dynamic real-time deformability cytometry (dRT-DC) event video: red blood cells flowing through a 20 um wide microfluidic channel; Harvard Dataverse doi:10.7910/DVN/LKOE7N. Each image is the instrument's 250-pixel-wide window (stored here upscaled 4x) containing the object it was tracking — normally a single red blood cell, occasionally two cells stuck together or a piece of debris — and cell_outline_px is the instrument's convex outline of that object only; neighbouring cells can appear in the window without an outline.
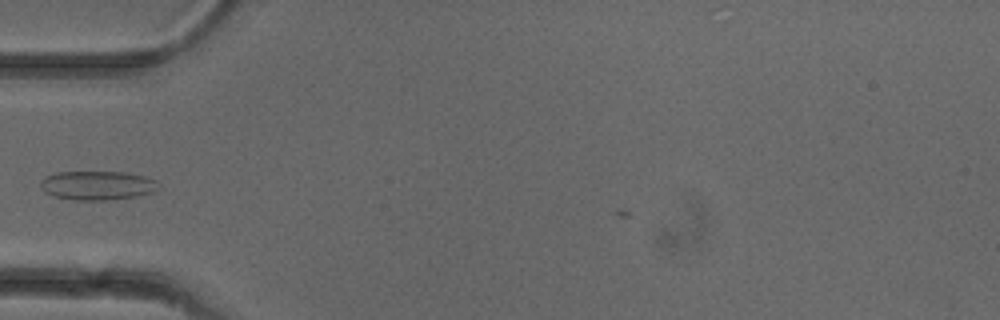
{"species": "common noctule bat (a hibernating species)", "species_latin": "Nyctalus noctula", "temperature_condition": "cold", "stored_images_in_passage": 33, "camera_frame_rate_fps": 3000, "um_per_image_px": 0.085, "animal": {"sex": "female"}, "frame": {"image": 1, "passage_image": 1, "time_ms": 0.0, "image_size_px": [1000, 320], "cell_outline_px": [[156, 188], [152, 192], [136, 196], [108, 200], [72, 200], [56, 196], [44, 192], [40, 184], [40, 180], [44, 176], [56, 172], [124, 172], [144, 176], [156, 180]], "centroid_in_image_um": [8.21, 15.75], "position_along_channel_um": 76.8, "area_um2": 19.83}}
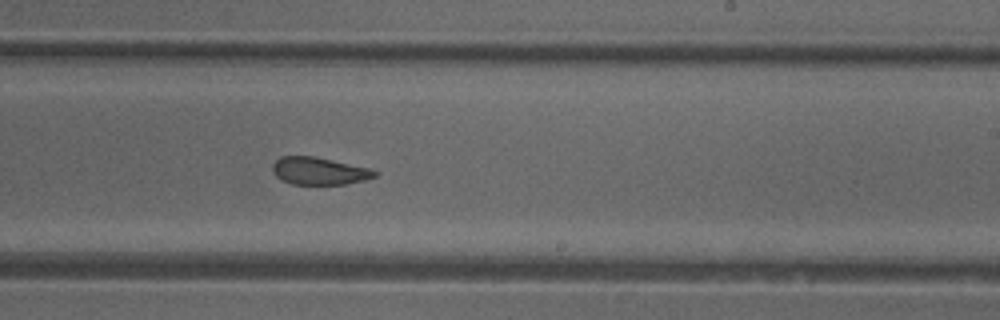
{"frame": {"image": 2, "passage_image": 15, "time_ms": 4.667, "image_size_px": [1000, 320], "cell_outline_px": [[380, 172], [376, 176], [364, 180], [344, 184], [292, 184], [276, 176], [272, 172], [272, 164], [280, 156], [312, 156], [372, 168]], "centroid_in_image_um": [27.15, 14.53], "position_along_channel_um": 261.9, "area_um2": 16.36}}
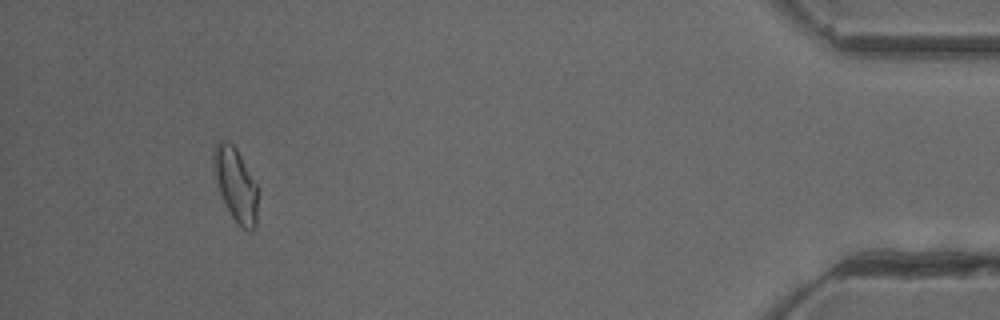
{"frame": {"image": 3, "passage_image": 32, "time_ms": 10.333, "image_size_px": [1000, 320], "cell_outline_px": [[256, 228], [252, 232], [248, 232], [240, 228], [236, 224], [220, 192], [212, 164], [212, 148], [216, 140], [228, 140], [236, 148], [256, 184]], "centroid_in_image_um": [20.0, 15.67], "position_along_channel_um": 415.2, "area_um2": 18.9}}